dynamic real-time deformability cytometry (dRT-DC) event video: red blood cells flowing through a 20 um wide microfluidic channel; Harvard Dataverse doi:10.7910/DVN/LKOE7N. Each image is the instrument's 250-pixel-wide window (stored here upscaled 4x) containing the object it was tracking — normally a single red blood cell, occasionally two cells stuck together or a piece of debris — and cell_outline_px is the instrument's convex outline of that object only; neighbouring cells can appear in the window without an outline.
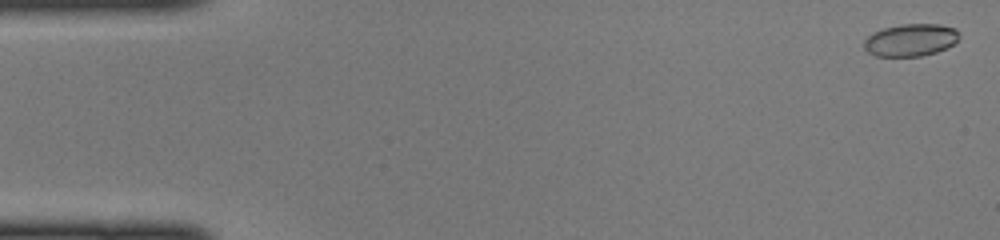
{"species": "common noctule bat (a hibernating species)", "species_latin": "Nyctalus noctula", "temperature_condition": "cold", "stored_images_in_passage": 47, "camera_frame_rate_fps": 3000, "um_per_image_px": 0.085, "animal": {"sex": "female", "body_mass_g": 22.0, "forearm_length_mm": 56.7}, "frame": {"image": 1, "passage_image": 1, "time_ms": 0.0, "image_size_px": [1000, 240], "cell_outline_px": [[960, 36], [952, 44], [936, 52], [920, 56], [876, 56], [868, 52], [864, 48], [864, 40], [872, 32], [884, 28], [900, 24], [940, 24], [956, 28]], "centroid_in_image_um": [77.38, 3.39], "position_along_channel_um": 7.6, "area_um2": 17.92}}
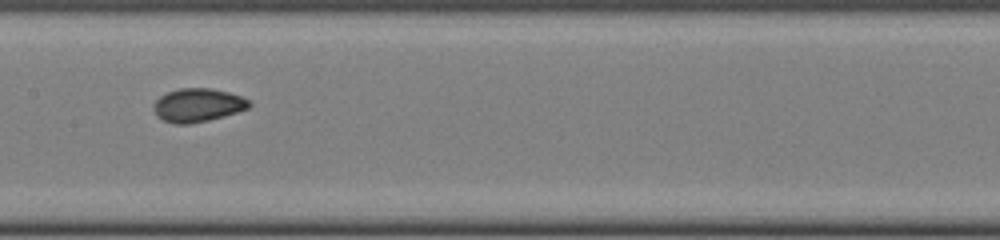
{"frame": {"image": 2, "passage_image": 23, "time_ms": 7.333, "image_size_px": [1000, 240], "cell_outline_px": [[252, 104], [248, 108], [224, 116], [208, 120], [188, 124], [172, 124], [156, 116], [152, 108], [152, 104], [160, 96], [168, 92], [180, 88], [208, 88], [228, 92], [240, 96], [248, 100]], "centroid_in_image_um": [16.76, 8.94], "position_along_channel_um": 190.6, "area_um2": 18.61}}
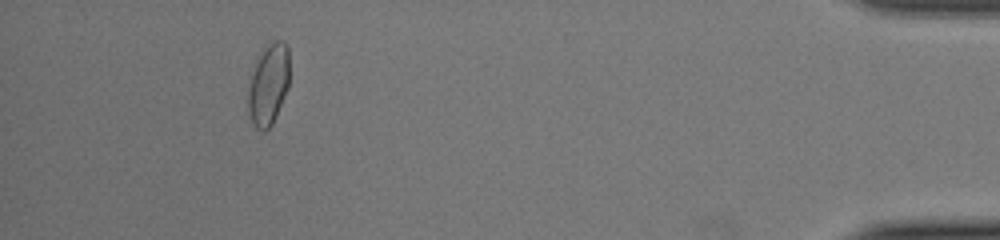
{"frame": {"image": 3, "passage_image": 43, "time_ms": 14.0, "image_size_px": [1000, 240], "cell_outline_px": [[288, 88], [276, 116], [272, 124], [264, 132], [256, 128], [252, 124], [248, 116], [248, 80], [264, 48], [276, 40], [284, 40], [288, 44]], "centroid_in_image_um": [22.8, 7.22], "position_along_channel_um": 412.4, "area_um2": 19.59}}